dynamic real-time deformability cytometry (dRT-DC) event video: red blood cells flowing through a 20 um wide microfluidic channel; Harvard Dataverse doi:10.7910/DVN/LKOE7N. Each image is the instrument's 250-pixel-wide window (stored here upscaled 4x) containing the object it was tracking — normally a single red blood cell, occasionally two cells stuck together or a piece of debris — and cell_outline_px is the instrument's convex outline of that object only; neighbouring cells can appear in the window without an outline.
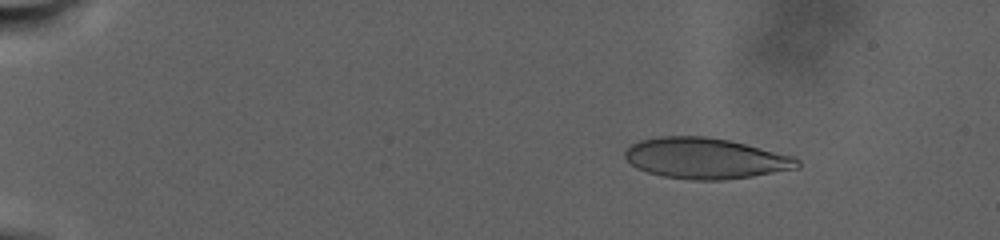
{"species": "human", "species_latin": "Homo sapiens", "temperature_condition": "warm", "stored_images_in_passage": 63, "camera_frame_rate_fps": 3000, "um_per_image_px": 0.085, "donor": {"sex": "male"}, "frame": {"image": 1, "passage_image": 9, "time_ms": 4.333, "image_size_px": [1000, 240], "cell_outline_px": [[800, 168], [752, 176], [724, 180], [692, 180], [664, 176], [648, 172], [636, 168], [624, 156], [624, 152], [632, 144], [640, 140], [660, 136], [708, 136], [728, 140], [796, 156], [800, 160]], "centroid_in_image_um": [60.01, 13.46], "position_along_channel_um": 25.0, "area_um2": 41.1}}
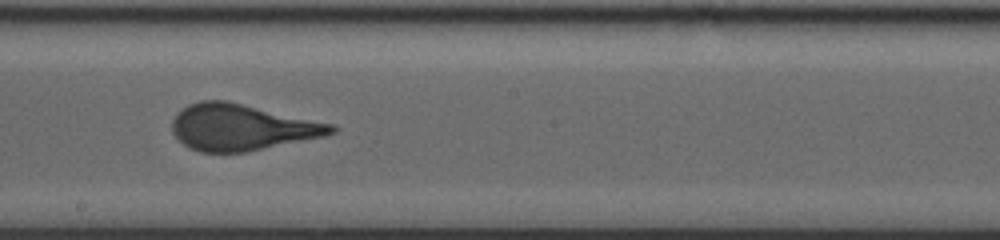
{"frame": {"image": 2, "passage_image": 32, "time_ms": 19.0, "image_size_px": [1000, 240], "cell_outline_px": [[336, 132], [324, 136], [244, 152], [200, 152], [188, 148], [172, 132], [172, 120], [188, 104], [200, 100], [228, 100], [332, 124], [336, 128]], "centroid_in_image_um": [20.51, 10.81], "position_along_channel_um": 227.7, "area_um2": 42.54}}
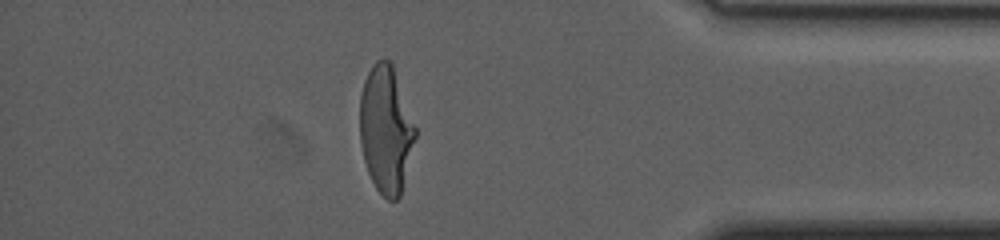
{"frame": {"image": 3, "passage_image": 54, "time_ms": 28.0, "image_size_px": [1000, 240], "cell_outline_px": [[416, 136], [400, 196], [396, 200], [388, 200], [376, 188], [368, 172], [364, 160], [360, 144], [360, 96], [364, 80], [372, 64], [376, 60], [384, 56], [392, 64], [416, 128]], "centroid_in_image_um": [32.79, 10.98], "position_along_channel_um": 402.4, "area_um2": 40.92}, "authors_computed_cell_mechanics": {"area_um2": 41.8472, "velocity_mm_per_s": 2.2152, "shape_relaxation_time_tau1_ms": 10.2396, "shape_relaxation_time_tau2_ms": null, "deformation_change_tau1": 0.25, "deformation_change_tau2": null}}